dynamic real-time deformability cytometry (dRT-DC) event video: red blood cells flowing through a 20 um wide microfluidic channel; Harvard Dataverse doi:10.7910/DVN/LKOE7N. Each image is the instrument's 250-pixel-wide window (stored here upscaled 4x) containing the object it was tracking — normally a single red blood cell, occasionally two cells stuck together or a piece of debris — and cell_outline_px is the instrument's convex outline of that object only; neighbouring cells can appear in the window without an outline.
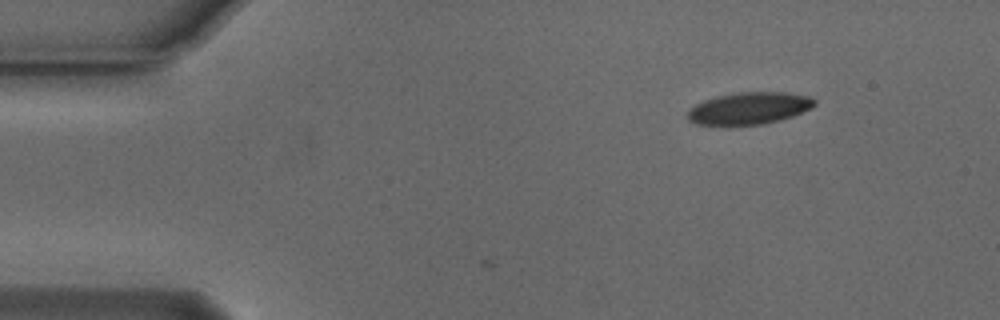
{"species": "Egyptian fruit bat (a non-hibernating species)", "species_latin": "Rousettus aegyptiacus", "temperature_condition": "cold", "stored_images_in_passage": 4, "camera_frame_rate_fps": 3000, "um_per_image_px": 0.085, "animal": {"sex": "male"}, "frame": {"image": 1, "passage_image": 1, "time_ms": 0.0, "image_size_px": [1000, 320], "cell_outline_px": [[816, 104], [812, 108], [792, 116], [780, 120], [764, 124], [696, 124], [688, 120], [688, 108], [704, 100], [716, 96], [740, 92], [788, 92], [808, 96], [816, 100]], "centroid_in_image_um": [63.7, 9.19], "position_along_channel_um": 21.3, "area_um2": 23.58}}